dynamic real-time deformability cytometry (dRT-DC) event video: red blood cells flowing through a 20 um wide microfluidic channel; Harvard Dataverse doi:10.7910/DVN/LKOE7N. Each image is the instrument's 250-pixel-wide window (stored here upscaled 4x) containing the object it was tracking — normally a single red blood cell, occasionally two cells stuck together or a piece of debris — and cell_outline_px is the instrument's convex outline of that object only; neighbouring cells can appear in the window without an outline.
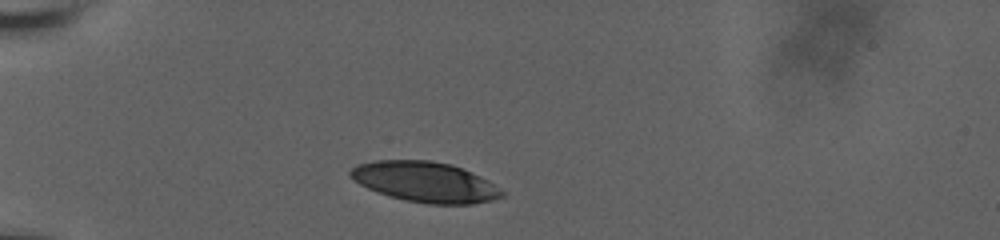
{"species": "human", "species_latin": "Homo sapiens", "temperature_condition": "room temperature", "stored_images_in_passage": 45, "camera_frame_rate_fps": 3000, "um_per_image_px": 0.085, "donor": {"sex": "male"}, "frame": {"image": 1, "passage_image": 1, "time_ms": 0.0, "image_size_px": [1000, 240], "cell_outline_px": [[508, 192], [504, 196], [492, 200], [472, 204], [428, 204], [404, 200], [388, 196], [376, 192], [360, 184], [348, 176], [348, 172], [356, 164], [376, 160], [428, 160], [452, 164], [472, 172], [488, 180]], "centroid_in_image_um": [36.15, 15.47], "position_along_channel_um": 48.8, "area_um2": 36.07}}
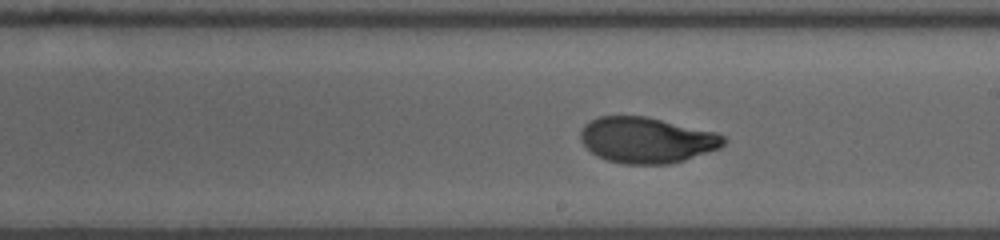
{"frame": {"image": 2, "passage_image": 27, "time_ms": 6.0, "image_size_px": [1000, 240], "cell_outline_px": [[728, 140], [720, 148], [684, 160], [668, 164], [624, 164], [608, 160], [596, 156], [580, 140], [580, 132], [584, 124], [600, 116], [644, 116], [716, 132], [728, 136]], "centroid_in_image_um": [54.99, 11.91], "position_along_channel_um": 234.0, "area_um2": 38.21}}
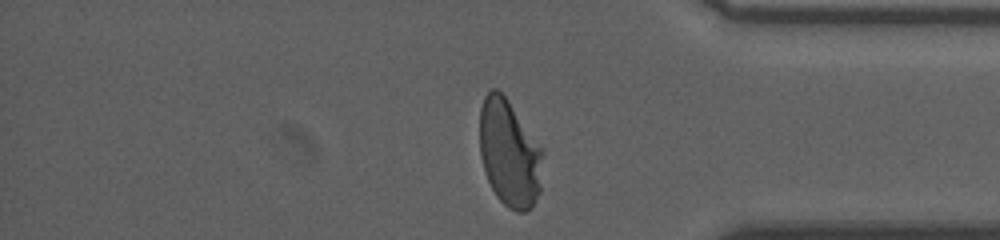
{"frame": {"image": 3, "passage_image": 45, "time_ms": 10.667, "image_size_px": [1000, 240], "cell_outline_px": [[544, 152], [540, 192], [532, 208], [524, 212], [516, 212], [508, 208], [496, 196], [488, 180], [480, 156], [480, 108], [484, 96], [492, 88], [496, 88], [508, 100], [544, 148]], "centroid_in_image_um": [43.33, 13.04], "position_along_channel_um": 391.9, "area_um2": 39.94}, "authors_computed_cell_mechanics": {"area_um2": 38.4948, "velocity_mm_per_s": 3.6374, "shape_relaxation_time_tau1_ms": 5.1827, "shape_relaxation_time_tau2_ms": null, "deformation_change_tau1": 0.2001, "deformation_change_tau2": null}}